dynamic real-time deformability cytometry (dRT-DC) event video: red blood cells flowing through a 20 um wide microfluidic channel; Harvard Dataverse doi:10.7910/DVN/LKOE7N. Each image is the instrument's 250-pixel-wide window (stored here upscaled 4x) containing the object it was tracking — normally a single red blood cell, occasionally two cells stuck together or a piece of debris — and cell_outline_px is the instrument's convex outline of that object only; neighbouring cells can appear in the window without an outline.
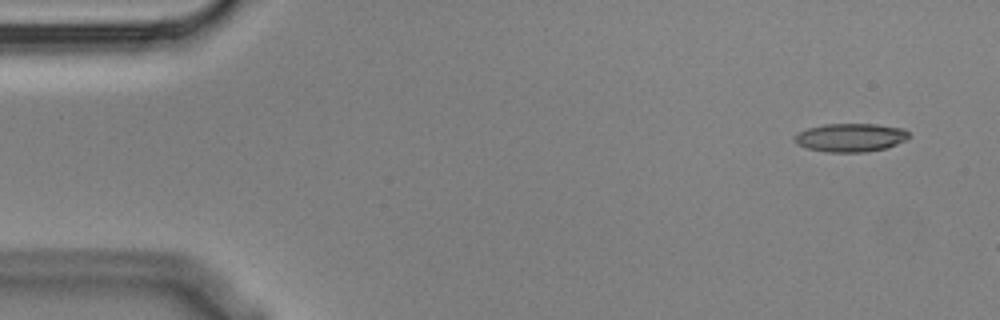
{"species": "Egyptian fruit bat (a non-hibernating species)", "species_latin": "Rousettus aegyptiacus", "temperature_condition": "cold", "stored_images_in_passage": 5, "camera_frame_rate_fps": 3000, "um_per_image_px": 0.085, "animal": {"sex": "male"}, "frame": {"image": 1, "passage_image": 5, "time_ms": 1.333, "image_size_px": [1000, 320], "cell_outline_px": [[908, 140], [884, 148], [864, 152], [828, 152], [808, 148], [796, 144], [792, 140], [792, 136], [808, 128], [824, 124], [876, 124], [904, 128], [908, 132]], "centroid_in_image_um": [72.27, 11.68], "position_along_channel_um": 12.7, "area_um2": 18.96}}